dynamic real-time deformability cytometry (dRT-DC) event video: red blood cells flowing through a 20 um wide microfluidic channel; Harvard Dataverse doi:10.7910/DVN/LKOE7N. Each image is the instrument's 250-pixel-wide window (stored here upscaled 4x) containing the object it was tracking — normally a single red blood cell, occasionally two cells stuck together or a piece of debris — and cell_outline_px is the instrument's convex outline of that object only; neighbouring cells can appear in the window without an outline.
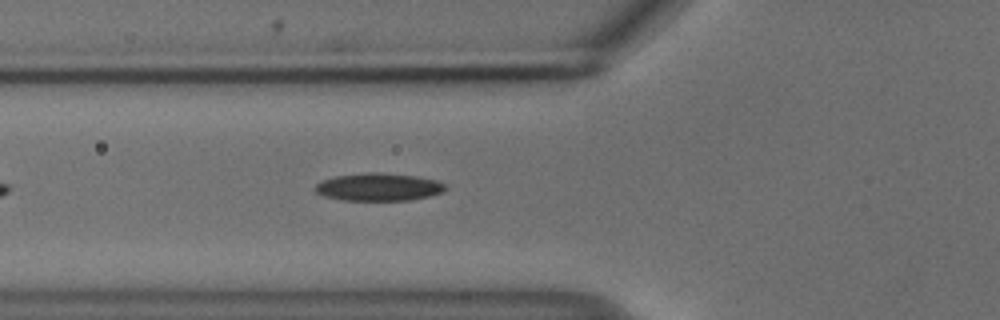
{"species": "common noctule bat (a hibernating species)", "species_latin": "Nyctalus noctula", "temperature_condition": "cold", "stored_images_in_passage": 41, "camera_frame_rate_fps": 3000, "um_per_image_px": 0.085, "animal": {"sex": "male", "body_mass_g": 18.8}, "frame": {"image": 1, "passage_image": 7, "time_ms": 2.0, "image_size_px": [1000, 320], "cell_outline_px": [[448, 188], [444, 192], [428, 196], [408, 200], [344, 200], [324, 196], [316, 192], [312, 188], [316, 184], [324, 180], [336, 176], [364, 172], [380, 172], [416, 176], [436, 180], [444, 184]], "centroid_in_image_um": [32.18, 15.89], "position_along_channel_um": 93.6, "area_um2": 21.04}, "authors_computed_cell_mechanics": {"area_um2": 19.9988, "velocity_mm_per_s": 3.7512, "shape_relaxation_time_tau1_ms": 2.9073, "shape_relaxation_time_tau2_ms": null, "deformation_change_tau1": 0.0814, "deformation_change_tau2": null}}